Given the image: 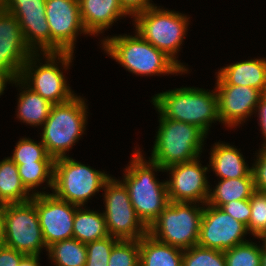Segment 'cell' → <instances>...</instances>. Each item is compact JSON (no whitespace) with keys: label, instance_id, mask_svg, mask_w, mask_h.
<instances>
[{"label":"cell","instance_id":"cell-20","mask_svg":"<svg viewBox=\"0 0 266 266\" xmlns=\"http://www.w3.org/2000/svg\"><path fill=\"white\" fill-rule=\"evenodd\" d=\"M80 17L89 35L101 34L116 20L128 14L119 0H78Z\"/></svg>","mask_w":266,"mask_h":266},{"label":"cell","instance_id":"cell-2","mask_svg":"<svg viewBox=\"0 0 266 266\" xmlns=\"http://www.w3.org/2000/svg\"><path fill=\"white\" fill-rule=\"evenodd\" d=\"M151 102L163 117L195 125L206 135L213 122L221 123L216 90L180 87L156 94Z\"/></svg>","mask_w":266,"mask_h":266},{"label":"cell","instance_id":"cell-43","mask_svg":"<svg viewBox=\"0 0 266 266\" xmlns=\"http://www.w3.org/2000/svg\"><path fill=\"white\" fill-rule=\"evenodd\" d=\"M261 266H266V248L262 245Z\"/></svg>","mask_w":266,"mask_h":266},{"label":"cell","instance_id":"cell-33","mask_svg":"<svg viewBox=\"0 0 266 266\" xmlns=\"http://www.w3.org/2000/svg\"><path fill=\"white\" fill-rule=\"evenodd\" d=\"M249 203L251 216L246 228L248 233L260 239L266 234V193L255 190Z\"/></svg>","mask_w":266,"mask_h":266},{"label":"cell","instance_id":"cell-14","mask_svg":"<svg viewBox=\"0 0 266 266\" xmlns=\"http://www.w3.org/2000/svg\"><path fill=\"white\" fill-rule=\"evenodd\" d=\"M40 227L47 248L66 239L73 238V223L77 205L55 197L52 193L33 195Z\"/></svg>","mask_w":266,"mask_h":266},{"label":"cell","instance_id":"cell-23","mask_svg":"<svg viewBox=\"0 0 266 266\" xmlns=\"http://www.w3.org/2000/svg\"><path fill=\"white\" fill-rule=\"evenodd\" d=\"M139 266H182L183 250L146 234L139 239Z\"/></svg>","mask_w":266,"mask_h":266},{"label":"cell","instance_id":"cell-38","mask_svg":"<svg viewBox=\"0 0 266 266\" xmlns=\"http://www.w3.org/2000/svg\"><path fill=\"white\" fill-rule=\"evenodd\" d=\"M24 256V253L4 245L0 249V266H18Z\"/></svg>","mask_w":266,"mask_h":266},{"label":"cell","instance_id":"cell-34","mask_svg":"<svg viewBox=\"0 0 266 266\" xmlns=\"http://www.w3.org/2000/svg\"><path fill=\"white\" fill-rule=\"evenodd\" d=\"M118 240L109 235L106 238L86 243L87 261L85 266H108L111 250Z\"/></svg>","mask_w":266,"mask_h":266},{"label":"cell","instance_id":"cell-16","mask_svg":"<svg viewBox=\"0 0 266 266\" xmlns=\"http://www.w3.org/2000/svg\"><path fill=\"white\" fill-rule=\"evenodd\" d=\"M46 0H5L3 10L16 17L28 47L51 52V33L45 15Z\"/></svg>","mask_w":266,"mask_h":266},{"label":"cell","instance_id":"cell-26","mask_svg":"<svg viewBox=\"0 0 266 266\" xmlns=\"http://www.w3.org/2000/svg\"><path fill=\"white\" fill-rule=\"evenodd\" d=\"M109 236L103 213L78 207L74 216L73 238L82 243Z\"/></svg>","mask_w":266,"mask_h":266},{"label":"cell","instance_id":"cell-12","mask_svg":"<svg viewBox=\"0 0 266 266\" xmlns=\"http://www.w3.org/2000/svg\"><path fill=\"white\" fill-rule=\"evenodd\" d=\"M203 206L198 245L224 252L249 241L244 240L245 235L249 233L243 223L220 207L207 203Z\"/></svg>","mask_w":266,"mask_h":266},{"label":"cell","instance_id":"cell-39","mask_svg":"<svg viewBox=\"0 0 266 266\" xmlns=\"http://www.w3.org/2000/svg\"><path fill=\"white\" fill-rule=\"evenodd\" d=\"M256 112H258L259 116L257 117H259L260 119V123L258 124H260V129L262 130V134L265 139L264 143L262 144L263 147L261 149H266V93L261 96L260 101L256 107Z\"/></svg>","mask_w":266,"mask_h":266},{"label":"cell","instance_id":"cell-25","mask_svg":"<svg viewBox=\"0 0 266 266\" xmlns=\"http://www.w3.org/2000/svg\"><path fill=\"white\" fill-rule=\"evenodd\" d=\"M255 190L253 177L220 179L215 189L209 190L207 204L221 208L233 200L250 199Z\"/></svg>","mask_w":266,"mask_h":266},{"label":"cell","instance_id":"cell-35","mask_svg":"<svg viewBox=\"0 0 266 266\" xmlns=\"http://www.w3.org/2000/svg\"><path fill=\"white\" fill-rule=\"evenodd\" d=\"M221 209L231 215L237 221L243 223L246 227L248 226L251 216L249 199L237 201L233 200L224 204Z\"/></svg>","mask_w":266,"mask_h":266},{"label":"cell","instance_id":"cell-27","mask_svg":"<svg viewBox=\"0 0 266 266\" xmlns=\"http://www.w3.org/2000/svg\"><path fill=\"white\" fill-rule=\"evenodd\" d=\"M47 251L55 266H85L87 261L86 244L75 238L56 242Z\"/></svg>","mask_w":266,"mask_h":266},{"label":"cell","instance_id":"cell-31","mask_svg":"<svg viewBox=\"0 0 266 266\" xmlns=\"http://www.w3.org/2000/svg\"><path fill=\"white\" fill-rule=\"evenodd\" d=\"M182 266H226V260L223 251L197 244L183 250Z\"/></svg>","mask_w":266,"mask_h":266},{"label":"cell","instance_id":"cell-42","mask_svg":"<svg viewBox=\"0 0 266 266\" xmlns=\"http://www.w3.org/2000/svg\"><path fill=\"white\" fill-rule=\"evenodd\" d=\"M5 245L4 240V223H3V217L0 211V249Z\"/></svg>","mask_w":266,"mask_h":266},{"label":"cell","instance_id":"cell-37","mask_svg":"<svg viewBox=\"0 0 266 266\" xmlns=\"http://www.w3.org/2000/svg\"><path fill=\"white\" fill-rule=\"evenodd\" d=\"M122 9L129 15L135 17L137 14L145 12L148 8L155 6L151 0H119Z\"/></svg>","mask_w":266,"mask_h":266},{"label":"cell","instance_id":"cell-9","mask_svg":"<svg viewBox=\"0 0 266 266\" xmlns=\"http://www.w3.org/2000/svg\"><path fill=\"white\" fill-rule=\"evenodd\" d=\"M110 176L92 169L70 157L54 161L53 195L79 207H84L88 199L103 189Z\"/></svg>","mask_w":266,"mask_h":266},{"label":"cell","instance_id":"cell-18","mask_svg":"<svg viewBox=\"0 0 266 266\" xmlns=\"http://www.w3.org/2000/svg\"><path fill=\"white\" fill-rule=\"evenodd\" d=\"M33 53L16 17L0 10V71L11 72L19 78L22 67Z\"/></svg>","mask_w":266,"mask_h":266},{"label":"cell","instance_id":"cell-11","mask_svg":"<svg viewBox=\"0 0 266 266\" xmlns=\"http://www.w3.org/2000/svg\"><path fill=\"white\" fill-rule=\"evenodd\" d=\"M103 212L110 236L120 240H139L148 234V227L138 217L125 184L110 176L103 185Z\"/></svg>","mask_w":266,"mask_h":266},{"label":"cell","instance_id":"cell-40","mask_svg":"<svg viewBox=\"0 0 266 266\" xmlns=\"http://www.w3.org/2000/svg\"><path fill=\"white\" fill-rule=\"evenodd\" d=\"M15 79L16 77L11 72L0 71V95L4 93L7 82L14 84Z\"/></svg>","mask_w":266,"mask_h":266},{"label":"cell","instance_id":"cell-7","mask_svg":"<svg viewBox=\"0 0 266 266\" xmlns=\"http://www.w3.org/2000/svg\"><path fill=\"white\" fill-rule=\"evenodd\" d=\"M189 18L182 13L162 9L156 5L133 19L137 33L155 48L170 57L185 73L188 68L176 59L186 36Z\"/></svg>","mask_w":266,"mask_h":266},{"label":"cell","instance_id":"cell-8","mask_svg":"<svg viewBox=\"0 0 266 266\" xmlns=\"http://www.w3.org/2000/svg\"><path fill=\"white\" fill-rule=\"evenodd\" d=\"M203 208L196 203L169 202L149 226L148 234L159 242L182 250L196 246Z\"/></svg>","mask_w":266,"mask_h":266},{"label":"cell","instance_id":"cell-22","mask_svg":"<svg viewBox=\"0 0 266 266\" xmlns=\"http://www.w3.org/2000/svg\"><path fill=\"white\" fill-rule=\"evenodd\" d=\"M15 85L22 86L18 98L17 117L20 122H25L31 126H43L48 118L52 105L42 98L38 93L27 87L19 78L14 80ZM25 87V88H24ZM25 89V90H22Z\"/></svg>","mask_w":266,"mask_h":266},{"label":"cell","instance_id":"cell-41","mask_svg":"<svg viewBox=\"0 0 266 266\" xmlns=\"http://www.w3.org/2000/svg\"><path fill=\"white\" fill-rule=\"evenodd\" d=\"M39 255H25L18 266H40Z\"/></svg>","mask_w":266,"mask_h":266},{"label":"cell","instance_id":"cell-30","mask_svg":"<svg viewBox=\"0 0 266 266\" xmlns=\"http://www.w3.org/2000/svg\"><path fill=\"white\" fill-rule=\"evenodd\" d=\"M13 155L9 157L16 165L22 163H34L37 161H55L46 151V148L42 141L37 143L29 138H21L15 149Z\"/></svg>","mask_w":266,"mask_h":266},{"label":"cell","instance_id":"cell-4","mask_svg":"<svg viewBox=\"0 0 266 266\" xmlns=\"http://www.w3.org/2000/svg\"><path fill=\"white\" fill-rule=\"evenodd\" d=\"M159 115V129L150 159L166 169L200 158L206 134L195 125Z\"/></svg>","mask_w":266,"mask_h":266},{"label":"cell","instance_id":"cell-1","mask_svg":"<svg viewBox=\"0 0 266 266\" xmlns=\"http://www.w3.org/2000/svg\"><path fill=\"white\" fill-rule=\"evenodd\" d=\"M141 152L138 149L134 151L130 164L125 168L124 179L121 181L128 190L138 217L149 228L170 201L166 180L159 182L153 172H164V169L150 158L147 162Z\"/></svg>","mask_w":266,"mask_h":266},{"label":"cell","instance_id":"cell-24","mask_svg":"<svg viewBox=\"0 0 266 266\" xmlns=\"http://www.w3.org/2000/svg\"><path fill=\"white\" fill-rule=\"evenodd\" d=\"M32 197L21 182L17 165L9 157L0 161V206L24 203Z\"/></svg>","mask_w":266,"mask_h":266},{"label":"cell","instance_id":"cell-15","mask_svg":"<svg viewBox=\"0 0 266 266\" xmlns=\"http://www.w3.org/2000/svg\"><path fill=\"white\" fill-rule=\"evenodd\" d=\"M199 158L179 163L164 169L170 172L166 181L167 194L170 202L207 203L210 185L206 177L208 167H203Z\"/></svg>","mask_w":266,"mask_h":266},{"label":"cell","instance_id":"cell-3","mask_svg":"<svg viewBox=\"0 0 266 266\" xmlns=\"http://www.w3.org/2000/svg\"><path fill=\"white\" fill-rule=\"evenodd\" d=\"M135 33L134 36L125 34L102 39L103 50L126 70L136 75L185 73L164 52L144 40L137 31Z\"/></svg>","mask_w":266,"mask_h":266},{"label":"cell","instance_id":"cell-29","mask_svg":"<svg viewBox=\"0 0 266 266\" xmlns=\"http://www.w3.org/2000/svg\"><path fill=\"white\" fill-rule=\"evenodd\" d=\"M245 242L224 251L226 266H261L262 245Z\"/></svg>","mask_w":266,"mask_h":266},{"label":"cell","instance_id":"cell-13","mask_svg":"<svg viewBox=\"0 0 266 266\" xmlns=\"http://www.w3.org/2000/svg\"><path fill=\"white\" fill-rule=\"evenodd\" d=\"M45 15L51 33V52L74 53L76 37L88 34L81 21L78 0H46Z\"/></svg>","mask_w":266,"mask_h":266},{"label":"cell","instance_id":"cell-5","mask_svg":"<svg viewBox=\"0 0 266 266\" xmlns=\"http://www.w3.org/2000/svg\"><path fill=\"white\" fill-rule=\"evenodd\" d=\"M87 107L85 100L77 95L65 103L52 105L42 127L41 141L54 160L67 157L66 152L84 134Z\"/></svg>","mask_w":266,"mask_h":266},{"label":"cell","instance_id":"cell-10","mask_svg":"<svg viewBox=\"0 0 266 266\" xmlns=\"http://www.w3.org/2000/svg\"><path fill=\"white\" fill-rule=\"evenodd\" d=\"M4 223L5 245L25 255H40L46 249L35 204L24 203L0 206Z\"/></svg>","mask_w":266,"mask_h":266},{"label":"cell","instance_id":"cell-32","mask_svg":"<svg viewBox=\"0 0 266 266\" xmlns=\"http://www.w3.org/2000/svg\"><path fill=\"white\" fill-rule=\"evenodd\" d=\"M139 240H118L110 254L108 266H139Z\"/></svg>","mask_w":266,"mask_h":266},{"label":"cell","instance_id":"cell-45","mask_svg":"<svg viewBox=\"0 0 266 266\" xmlns=\"http://www.w3.org/2000/svg\"><path fill=\"white\" fill-rule=\"evenodd\" d=\"M5 0H0V10H3Z\"/></svg>","mask_w":266,"mask_h":266},{"label":"cell","instance_id":"cell-28","mask_svg":"<svg viewBox=\"0 0 266 266\" xmlns=\"http://www.w3.org/2000/svg\"><path fill=\"white\" fill-rule=\"evenodd\" d=\"M17 168L22 184L29 192L32 191V195L45 194V191L33 190L44 182L50 189L53 188L54 161L22 163L17 165Z\"/></svg>","mask_w":266,"mask_h":266},{"label":"cell","instance_id":"cell-19","mask_svg":"<svg viewBox=\"0 0 266 266\" xmlns=\"http://www.w3.org/2000/svg\"><path fill=\"white\" fill-rule=\"evenodd\" d=\"M216 85L249 86L266 93V59H250L220 68Z\"/></svg>","mask_w":266,"mask_h":266},{"label":"cell","instance_id":"cell-21","mask_svg":"<svg viewBox=\"0 0 266 266\" xmlns=\"http://www.w3.org/2000/svg\"><path fill=\"white\" fill-rule=\"evenodd\" d=\"M210 152L208 167L211 166L220 179L253 177L252 168H249L242 153L233 145L218 142Z\"/></svg>","mask_w":266,"mask_h":266},{"label":"cell","instance_id":"cell-17","mask_svg":"<svg viewBox=\"0 0 266 266\" xmlns=\"http://www.w3.org/2000/svg\"><path fill=\"white\" fill-rule=\"evenodd\" d=\"M220 120L227 127H235L252 116L263 93L253 87L216 85Z\"/></svg>","mask_w":266,"mask_h":266},{"label":"cell","instance_id":"cell-6","mask_svg":"<svg viewBox=\"0 0 266 266\" xmlns=\"http://www.w3.org/2000/svg\"><path fill=\"white\" fill-rule=\"evenodd\" d=\"M41 54L46 58L45 64L40 65V59L38 58ZM41 54L33 53L29 57L22 67L19 79L53 105L71 100L75 96L74 91L68 86L65 75H63L58 65L61 63L63 69H68L73 60V53L41 52Z\"/></svg>","mask_w":266,"mask_h":266},{"label":"cell","instance_id":"cell-36","mask_svg":"<svg viewBox=\"0 0 266 266\" xmlns=\"http://www.w3.org/2000/svg\"><path fill=\"white\" fill-rule=\"evenodd\" d=\"M256 162L252 165V175L255 189L266 193V149H260Z\"/></svg>","mask_w":266,"mask_h":266},{"label":"cell","instance_id":"cell-44","mask_svg":"<svg viewBox=\"0 0 266 266\" xmlns=\"http://www.w3.org/2000/svg\"><path fill=\"white\" fill-rule=\"evenodd\" d=\"M260 239L263 241V246L266 248V234H264Z\"/></svg>","mask_w":266,"mask_h":266}]
</instances>
